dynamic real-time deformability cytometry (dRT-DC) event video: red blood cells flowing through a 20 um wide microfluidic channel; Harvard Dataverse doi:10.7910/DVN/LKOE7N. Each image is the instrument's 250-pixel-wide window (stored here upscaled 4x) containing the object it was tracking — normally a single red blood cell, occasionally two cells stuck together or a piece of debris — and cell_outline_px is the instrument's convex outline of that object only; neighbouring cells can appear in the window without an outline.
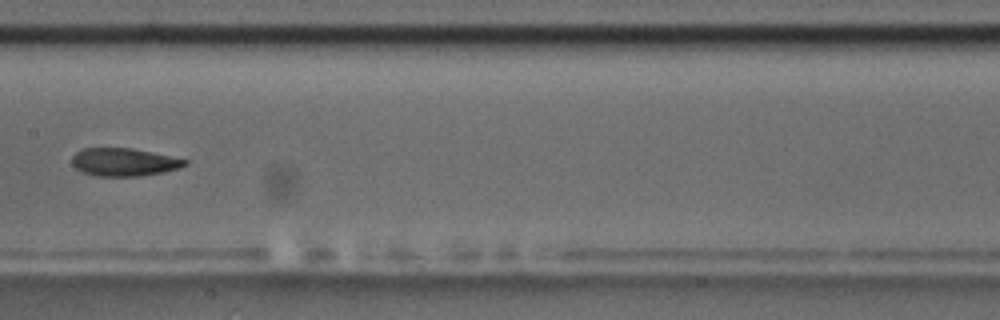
{"species": "common noctule bat (a hibernating species)", "species_latin": "Nyctalus noctula", "temperature_condition": "room temperature", "stored_images_in_passage": 11, "camera_frame_rate_fps": 3000, "um_per_image_px": 0.085, "animal": {"sex": "male", "body_mass_g": 17.5, "forearm_length_mm": 52.3}, "frame": {"image": 1, "passage_image": 8, "time_ms": 8.0, "image_size_px": [1000, 320], "cell_outline_px": [[188, 164], [180, 168], [164, 172], [140, 176], [96, 176], [84, 172], [76, 168], [72, 164], [72, 156], [76, 152], [84, 148], [132, 148], [188, 160]], "centroid_in_image_um": [10.54, 13.78], "position_along_channel_um": 196.9, "area_um2": 18.32}}